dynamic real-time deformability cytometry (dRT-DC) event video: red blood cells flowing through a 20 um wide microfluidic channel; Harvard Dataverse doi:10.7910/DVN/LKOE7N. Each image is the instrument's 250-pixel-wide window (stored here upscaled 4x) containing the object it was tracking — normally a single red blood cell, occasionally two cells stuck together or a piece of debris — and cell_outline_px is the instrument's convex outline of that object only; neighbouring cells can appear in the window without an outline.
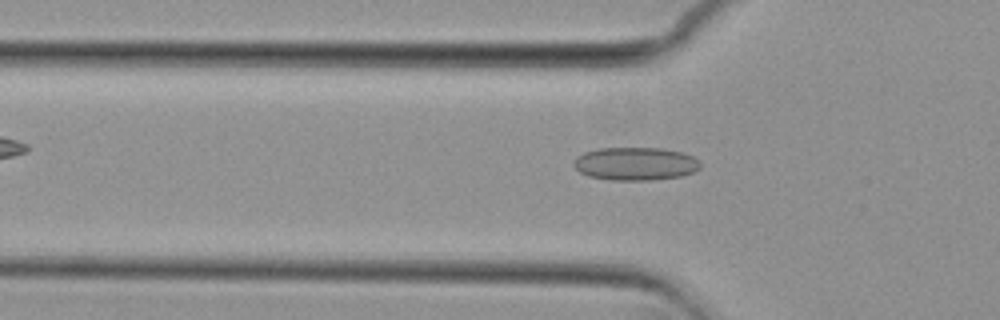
{"species": "common noctule bat (a hibernating species)", "species_latin": "Nyctalus noctula", "temperature_condition": "cold", "stored_images_in_passage": 54, "camera_frame_rate_fps": 3000, "um_per_image_px": 0.085, "animal": {"sex": "female", "body_mass_g": 29.2, "forearm_length_mm": 56.3}, "frame": {"image": 1, "passage_image": 17, "time_ms": 5.333, "image_size_px": [1000, 320], "cell_outline_px": [[700, 168], [692, 172], [680, 176], [652, 180], [612, 180], [588, 176], [580, 172], [572, 164], [576, 156], [584, 152], [600, 148], [664, 148], [684, 152], [692, 156], [700, 164]], "centroid_in_image_um": [53.99, 13.91], "position_along_channel_um": 71.8, "area_um2": 24.45}}
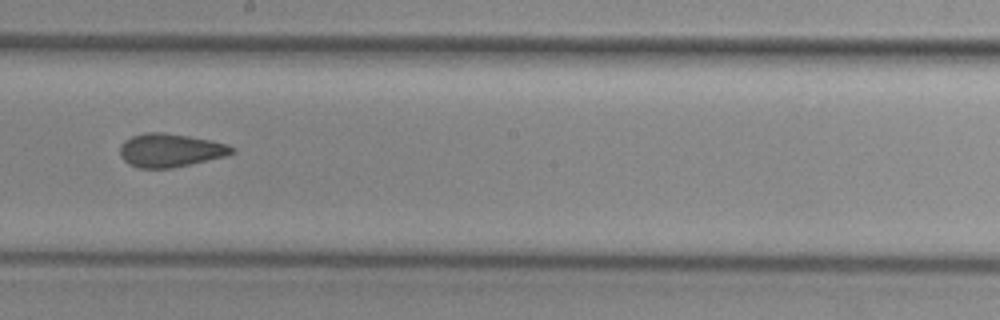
{"frame": {"image": 2, "passage_image": 30, "time_ms": 9.667, "image_size_px": [1000, 320], "cell_outline_px": [[236, 152], [228, 156], [172, 168], [140, 168], [128, 164], [120, 156], [120, 144], [124, 140], [132, 136], [144, 132], [164, 132], [188, 136], [228, 144]], "centroid_in_image_um": [14.46, 12.77], "position_along_channel_um": 233.7, "area_um2": 21.91}}
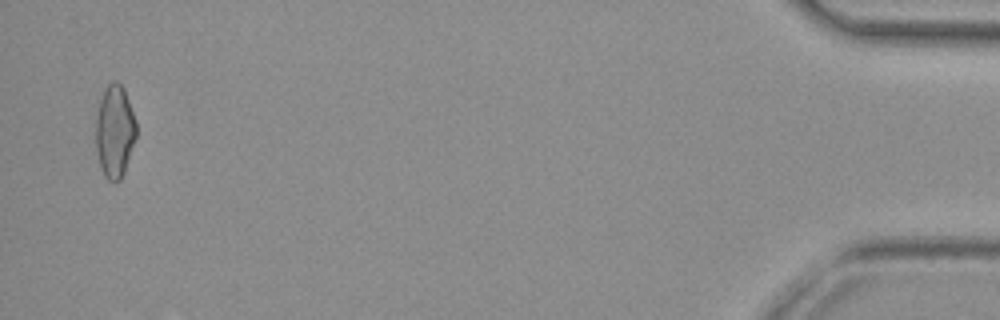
{"frame": {"image": 3, "passage_image": 53, "time_ms": 17.333, "image_size_px": [1000, 320], "cell_outline_px": [[136, 136], [124, 172], [120, 180], [108, 180], [104, 176], [100, 168], [96, 148], [96, 116], [100, 100], [104, 88], [112, 80], [116, 80], [124, 88], [136, 120]], "centroid_in_image_um": [9.74, 11.13], "position_along_channel_um": 425.5, "area_um2": 21.85}, "authors_computed_cell_mechanics": {"area_um2": 22.1374, "velocity_mm_per_s": 3.7206, "shape_relaxation_time_tau1_ms": null, "shape_relaxation_time_tau2_ms": 2.1528, "deformation_change_tau1": null, "deformation_change_tau2": 0.1016}}